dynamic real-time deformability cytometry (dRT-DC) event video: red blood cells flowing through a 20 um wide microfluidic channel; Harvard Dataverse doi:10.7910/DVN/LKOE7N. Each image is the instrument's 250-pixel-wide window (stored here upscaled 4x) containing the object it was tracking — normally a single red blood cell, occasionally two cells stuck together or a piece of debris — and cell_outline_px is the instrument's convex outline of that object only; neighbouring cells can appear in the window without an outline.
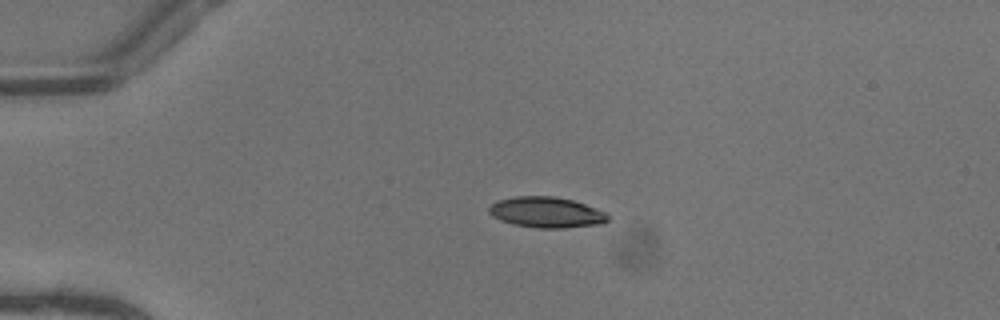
{"species": "common noctule bat (a hibernating species)", "species_latin": "Nyctalus noctula", "temperature_condition": "warm", "stored_images_in_passage": 34, "camera_frame_rate_fps": 3000, "um_per_image_px": 0.085, "animal": {"sex": "female"}, "frame": {"image": 1, "passage_image": 1, "time_ms": 0.0, "image_size_px": [1000, 320], "cell_outline_px": [[608, 220], [604, 224], [564, 228], [536, 228], [512, 224], [500, 220], [492, 216], [488, 212], [488, 208], [496, 200], [512, 196], [556, 196], [572, 200], [584, 204], [604, 212], [608, 216]], "centroid_in_image_um": [46.4, 18.05], "position_along_channel_um": 38.6, "area_um2": 21.44}}
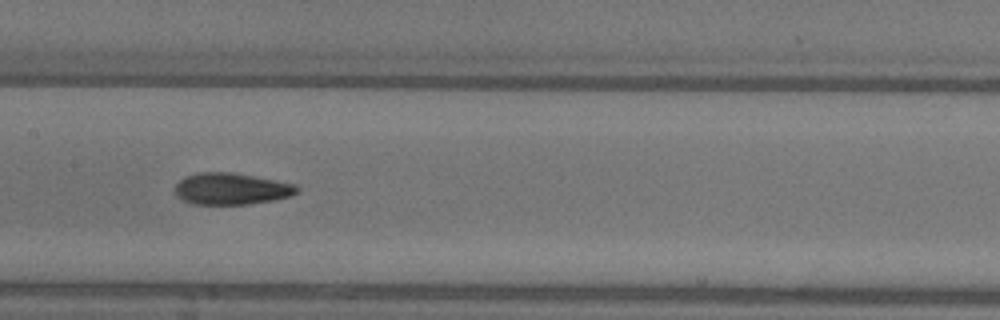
{"frame": {"image": 2, "passage_image": 15, "time_ms": 4.667, "image_size_px": [1000, 320], "cell_outline_px": [[300, 188], [292, 196], [272, 200], [248, 204], [192, 204], [176, 196], [176, 184], [184, 176], [200, 172], [232, 172], [276, 180], [296, 184]], "centroid_in_image_um": [19.67, 16.04], "position_along_channel_um": 187.7, "area_um2": 22.48}}
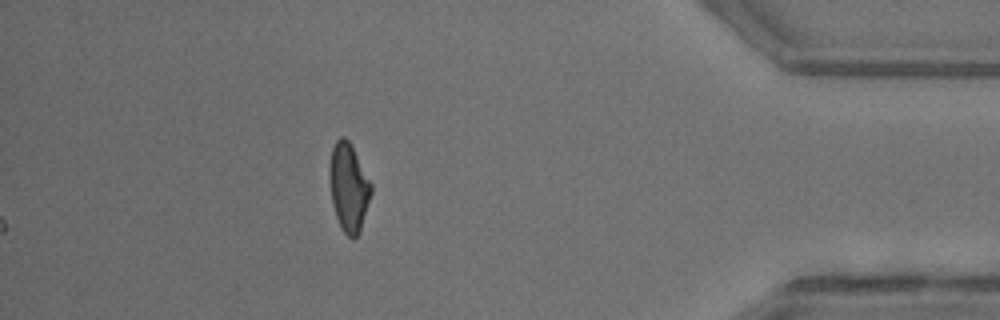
{"frame": {"image": 3, "passage_image": 34, "time_ms": 11.0, "image_size_px": [1000, 320], "cell_outline_px": [[372, 192], [360, 232], [352, 240], [340, 228], [332, 204], [328, 168], [332, 148], [336, 140], [340, 136], [344, 136], [348, 140], [372, 184]], "centroid_in_image_um": [29.62, 15.94], "position_along_channel_um": 405.6, "area_um2": 21.44}, "authors_computed_cell_mechanics": {"area_um2": 21.9351, "velocity_mm_per_s": 4.119, "shape_relaxation_time_tau1_ms": 7.7031, "shape_relaxation_time_tau2_ms": 1.9663, "deformation_change_tau1": 0.2307, "deformation_change_tau2": 0.0949}}